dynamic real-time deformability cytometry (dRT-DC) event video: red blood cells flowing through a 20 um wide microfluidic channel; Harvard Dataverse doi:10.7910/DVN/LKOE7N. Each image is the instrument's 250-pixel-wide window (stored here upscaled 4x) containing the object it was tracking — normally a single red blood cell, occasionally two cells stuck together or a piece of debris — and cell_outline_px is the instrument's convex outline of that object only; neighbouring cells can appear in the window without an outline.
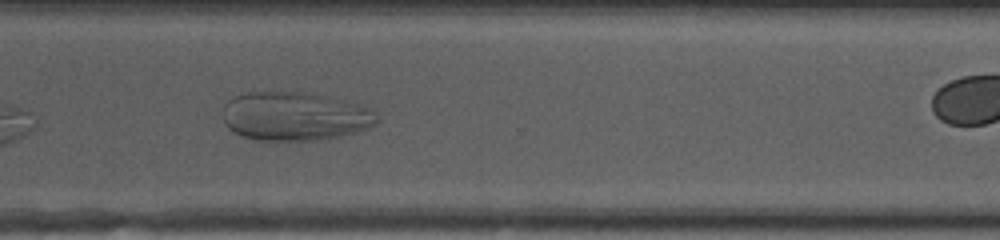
{"species": "human", "species_latin": "Homo sapiens", "temperature_condition": "cold", "stored_images_in_passage": 26, "camera_frame_rate_fps": 3000, "um_per_image_px": 0.085, "donor": {"sex": "female"}, "frame": {"image": 1, "passage_image": 22, "time_ms": 7.0, "image_size_px": [1000, 240], "cell_outline_px": [[380, 120], [376, 124], [368, 128], [340, 136], [316, 140], [256, 140], [244, 136], [228, 128], [224, 124], [220, 112], [220, 108], [228, 100], [236, 96], [248, 92], [304, 92], [324, 96], [372, 108], [376, 112]], "centroid_in_image_um": [25.02, 9.88], "position_along_channel_um": 345.6, "area_um2": 43.87}}